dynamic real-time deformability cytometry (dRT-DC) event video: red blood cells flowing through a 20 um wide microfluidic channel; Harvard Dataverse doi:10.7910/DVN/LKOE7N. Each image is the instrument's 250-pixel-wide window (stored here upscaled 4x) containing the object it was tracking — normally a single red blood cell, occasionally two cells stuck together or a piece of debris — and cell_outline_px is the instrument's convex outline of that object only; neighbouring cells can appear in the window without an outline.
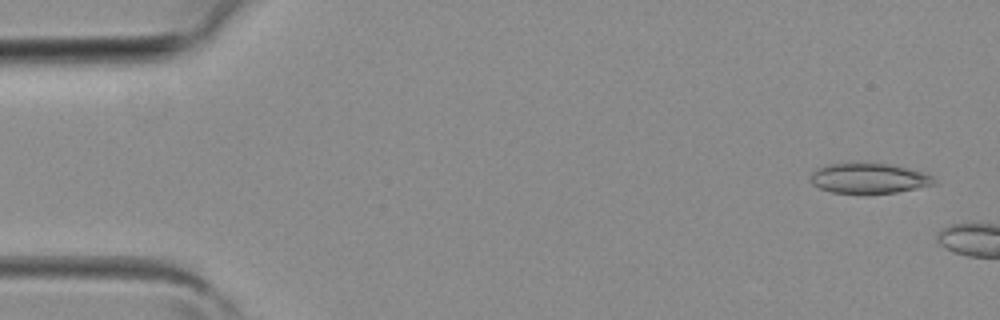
{"species": "common noctule bat (a hibernating species)", "species_latin": "Nyctalus noctula", "temperature_condition": "room temperature", "stored_images_in_passage": 4, "camera_frame_rate_fps": 3000, "um_per_image_px": 0.085, "animal": {"sex": "female", "body_mass_g": 19.3, "forearm_length_mm": 54.1}, "frame": {"image": 1, "passage_image": 1, "time_ms": 0.0, "image_size_px": [1000, 320], "cell_outline_px": [[936, 184], [896, 192], [868, 196], [832, 192], [820, 188], [812, 184], [812, 172], [816, 168], [832, 164], [888, 164], [924, 172], [932, 176], [936, 180]], "centroid_in_image_um": [73.87, 15.21], "position_along_channel_um": 11.1, "area_um2": 21.91}}
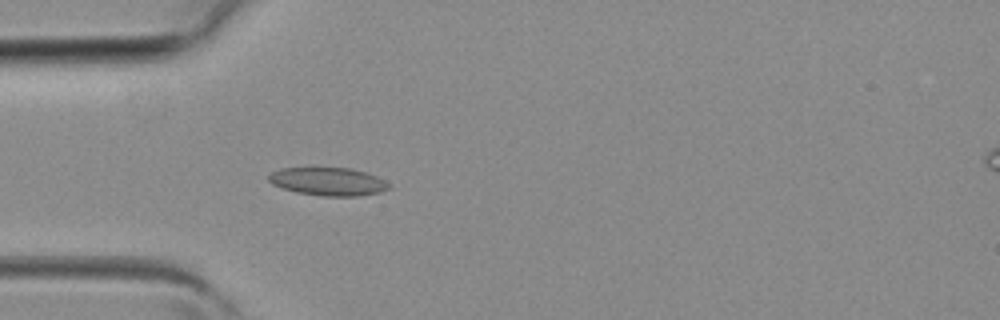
{"frame": {"image": 2, "passage_image": 4, "time_ms": 1.0, "image_size_px": [1000, 320], "cell_outline_px": [[392, 188], [380, 192], [360, 196], [324, 196], [296, 192], [272, 184], [268, 180], [268, 176], [272, 172], [280, 168], [308, 164], [352, 168], [376, 176], [392, 184]], "centroid_in_image_um": [27.87, 15.37], "position_along_channel_um": 57.1, "area_um2": 20.75}}